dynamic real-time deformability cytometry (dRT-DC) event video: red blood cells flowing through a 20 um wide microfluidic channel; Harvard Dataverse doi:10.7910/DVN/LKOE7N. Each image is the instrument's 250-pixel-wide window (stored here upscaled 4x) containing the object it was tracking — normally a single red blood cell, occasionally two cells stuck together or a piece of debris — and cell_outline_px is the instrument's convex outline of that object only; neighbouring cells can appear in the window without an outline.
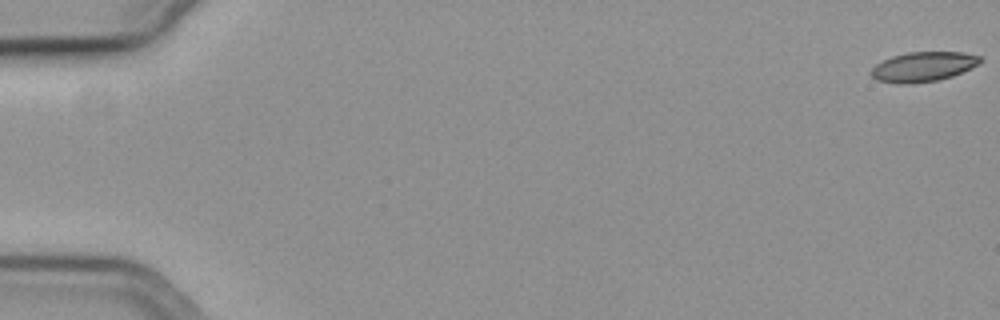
{"species": "common noctule bat (a hibernating species)", "species_latin": "Nyctalus noctula", "temperature_condition": "cold", "stored_images_in_passage": 57, "camera_frame_rate_fps": 3000, "um_per_image_px": 0.085, "animal": {"sex": "female", "body_mass_g": 19.3, "forearm_length_mm": 54.1}, "frame": {"image": 1, "passage_image": 1, "time_ms": 0.0, "image_size_px": [1000, 320], "cell_outline_px": [[984, 60], [980, 64], [952, 76], [936, 80], [900, 84], [876, 80], [868, 72], [876, 64], [892, 56], [908, 52], [964, 52], [980, 56]], "centroid_in_image_um": [78.48, 5.66], "position_along_channel_um": 6.5, "area_um2": 18.84}}
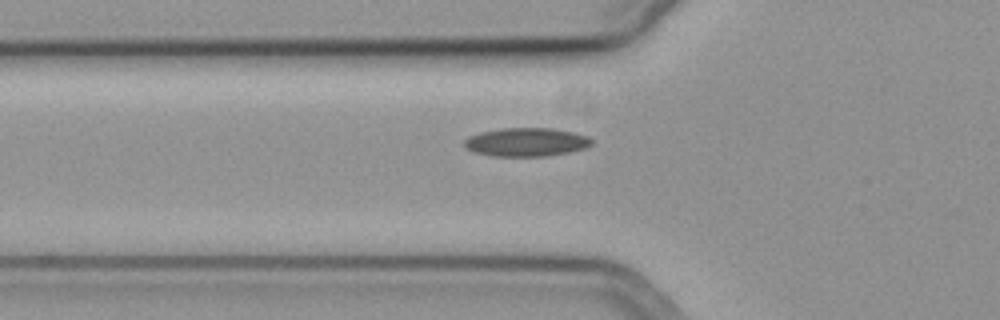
{"frame": {"image": 2, "passage_image": 21, "time_ms": 6.667, "image_size_px": [1000, 320], "cell_outline_px": [[592, 144], [584, 148], [568, 152], [544, 156], [492, 156], [476, 152], [468, 148], [464, 144], [464, 140], [468, 136], [480, 132], [500, 128], [552, 128], [576, 132], [588, 136], [592, 140]], "centroid_in_image_um": [44.75, 12.06], "position_along_channel_um": 81.1, "area_um2": 21.15}}
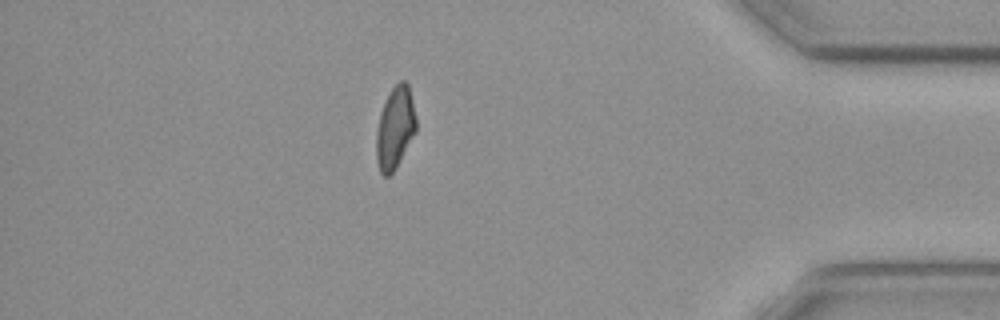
{"frame": {"image": 3, "passage_image": 50, "time_ms": 16.333, "image_size_px": [1000, 320], "cell_outline_px": [[416, 132], [396, 168], [388, 176], [384, 176], [380, 172], [376, 160], [376, 132], [380, 112], [392, 88], [400, 80], [404, 80], [408, 84], [412, 100], [416, 120]], "centroid_in_image_um": [33.57, 10.89], "position_along_channel_um": 401.6, "area_um2": 18.96}, "authors_computed_cell_mechanics": {"area_um2": 19.5942, "velocity_mm_per_s": 3.7166, "shape_relaxation_time_tau1_ms": null, "shape_relaxation_time_tau2_ms": 8.0484, "deformation_change_tau1": null, "deformation_change_tau2": 0.1364}}